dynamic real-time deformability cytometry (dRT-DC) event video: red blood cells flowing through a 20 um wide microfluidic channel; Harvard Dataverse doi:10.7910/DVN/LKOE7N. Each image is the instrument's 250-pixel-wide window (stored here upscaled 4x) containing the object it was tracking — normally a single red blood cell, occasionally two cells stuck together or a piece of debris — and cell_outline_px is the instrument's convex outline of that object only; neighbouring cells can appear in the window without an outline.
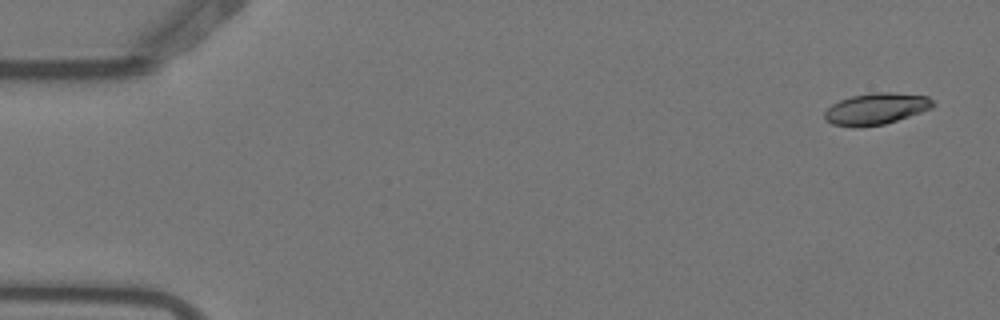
{"species": "Egyptian fruit bat (a non-hibernating species)", "species_latin": "Rousettus aegyptiacus", "temperature_condition": "warm", "stored_images_in_passage": 4, "camera_frame_rate_fps": 3000, "um_per_image_px": 0.085, "animal": {"sex": "female"}, "frame": {"image": 1, "passage_image": 1, "time_ms": 0.0, "image_size_px": [1000, 320], "cell_outline_px": [[936, 104], [932, 108], [884, 124], [852, 128], [832, 124], [824, 120], [824, 112], [832, 104], [840, 100], [852, 96], [872, 92], [892, 92], [928, 96]], "centroid_in_image_um": [74.44, 9.25], "position_along_channel_um": 10.6, "area_um2": 19.94}}
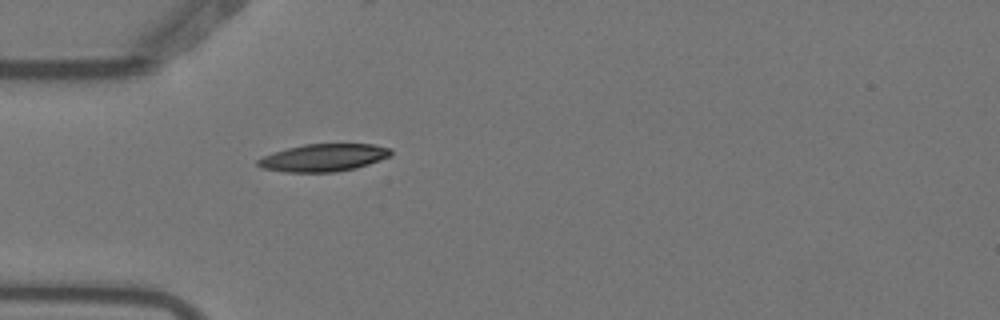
{"frame": {"image": 2, "passage_image": 4, "time_ms": 1.0, "image_size_px": [1000, 320], "cell_outline_px": [[392, 156], [356, 168], [336, 172], [284, 172], [264, 168], [256, 164], [256, 160], [264, 156], [288, 148], [304, 144], [372, 144], [392, 148]], "centroid_in_image_um": [27.55, 13.4], "position_along_channel_um": 57.5, "area_um2": 21.27}}